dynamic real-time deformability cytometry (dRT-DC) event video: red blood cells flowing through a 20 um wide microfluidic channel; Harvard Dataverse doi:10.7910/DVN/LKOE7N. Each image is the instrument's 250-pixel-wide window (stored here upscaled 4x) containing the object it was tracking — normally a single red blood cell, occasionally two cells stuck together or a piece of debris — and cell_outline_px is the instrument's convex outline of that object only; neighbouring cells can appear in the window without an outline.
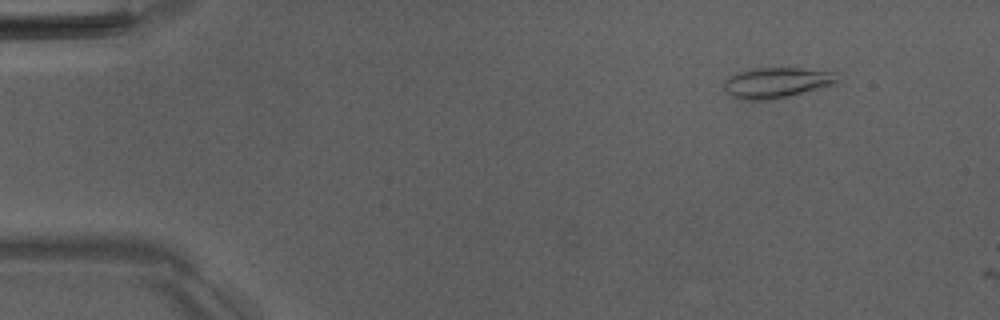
{"species": "Egyptian fruit bat (a non-hibernating species)", "species_latin": "Rousettus aegyptiacus", "temperature_condition": "room temperature", "stored_images_in_passage": 2, "camera_frame_rate_fps": 3000, "um_per_image_px": 0.085, "animal": {"sex": "male"}, "frame": {"image": 1, "passage_image": 1, "time_ms": 0.0, "image_size_px": [1000, 320], "cell_outline_px": [[836, 84], [772, 100], [740, 100], [724, 92], [724, 80], [740, 72], [752, 68], [800, 68], [832, 72], [836, 80]], "centroid_in_image_um": [65.94, 7.04], "position_along_channel_um": 19.1, "area_um2": 19.94}}